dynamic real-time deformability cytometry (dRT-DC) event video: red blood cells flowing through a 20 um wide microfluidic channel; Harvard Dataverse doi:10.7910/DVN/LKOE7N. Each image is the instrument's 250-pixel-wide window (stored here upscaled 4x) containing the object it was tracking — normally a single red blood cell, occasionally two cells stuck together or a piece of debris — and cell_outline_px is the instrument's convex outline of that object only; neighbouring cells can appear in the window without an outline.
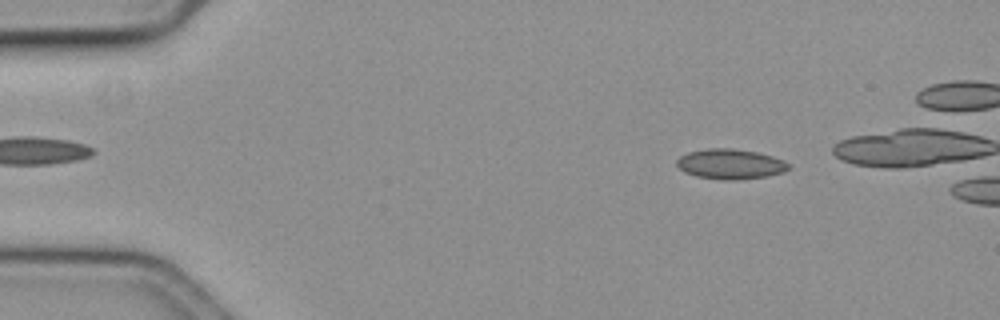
{"species": "common noctule bat (a hibernating species)", "species_latin": "Nyctalus noctula", "temperature_condition": "cold", "stored_images_in_passage": 47, "camera_frame_rate_fps": 3000, "um_per_image_px": 0.085, "animal": {"sex": "female", "body_mass_g": 19.3, "forearm_length_mm": 54.1}, "frame": {"image": 1, "passage_image": 8, "time_ms": 2.333, "image_size_px": [1000, 320], "cell_outline_px": [[792, 168], [784, 172], [768, 176], [736, 180], [728, 180], [696, 176], [684, 172], [676, 164], [676, 160], [680, 156], [688, 152], [708, 148], [732, 148], [756, 152], [772, 156], [784, 160]], "centroid_in_image_um": [62.1, 13.94], "position_along_channel_um": 22.9, "area_um2": 19.65}}
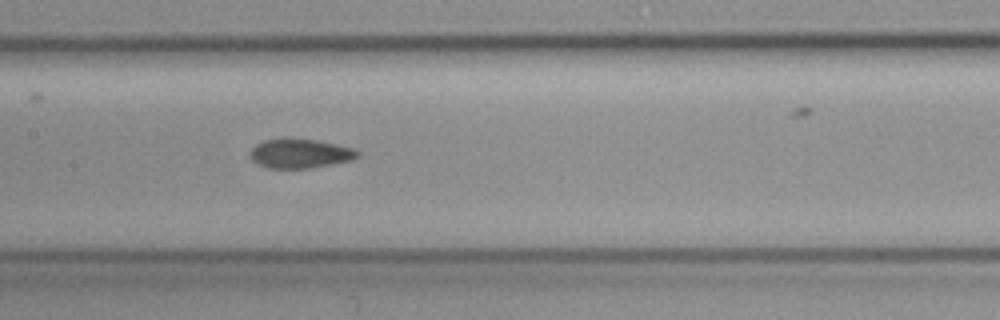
{"frame": {"image": 2, "passage_image": 28, "time_ms": 9.0, "image_size_px": [1000, 320], "cell_outline_px": [[360, 152], [352, 160], [332, 164], [308, 168], [268, 168], [256, 164], [252, 160], [252, 148], [256, 144], [264, 140], [284, 136], [288, 136], [316, 140], [336, 144], [352, 148]], "centroid_in_image_um": [25.47, 13.02], "position_along_channel_um": 181.9, "area_um2": 18.55}}
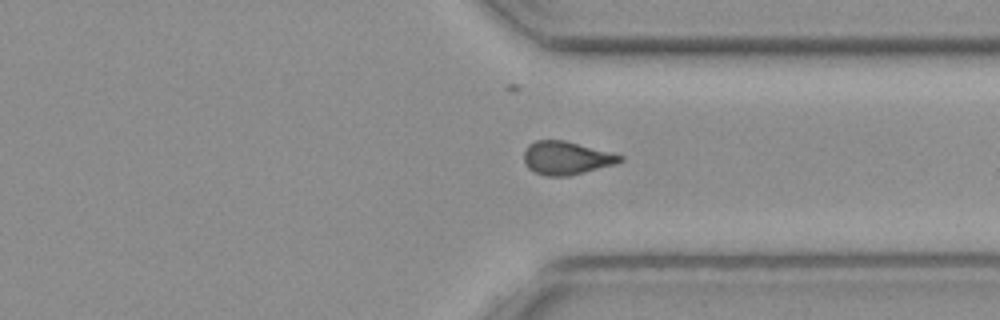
{"frame": {"image": 3, "passage_image": 43, "time_ms": 14.0, "image_size_px": [1000, 320], "cell_outline_px": [[624, 160], [616, 164], [568, 176], [544, 176], [528, 168], [524, 160], [524, 152], [528, 144], [536, 140], [564, 140], [624, 156]], "centroid_in_image_um": [48.13, 13.43], "position_along_channel_um": 363.3, "area_um2": 18.5}}